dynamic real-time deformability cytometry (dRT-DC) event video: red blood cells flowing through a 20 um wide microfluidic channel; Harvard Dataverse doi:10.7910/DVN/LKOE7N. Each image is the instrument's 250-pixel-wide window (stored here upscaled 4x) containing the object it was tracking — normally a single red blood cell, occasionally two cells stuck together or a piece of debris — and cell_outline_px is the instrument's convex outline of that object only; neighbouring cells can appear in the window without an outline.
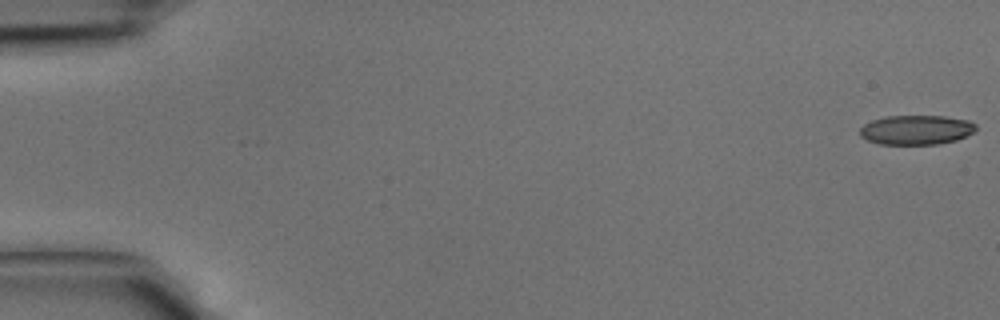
{"species": "common noctule bat (a hibernating species)", "species_latin": "Nyctalus noctula", "temperature_condition": "cold", "stored_images_in_passage": 42, "camera_frame_rate_fps": 3000, "um_per_image_px": 0.085, "animal": {"sex": "male", "body_mass_g": 15.6}, "frame": {"image": 1, "passage_image": 1, "time_ms": 0.0, "image_size_px": [1000, 320], "cell_outline_px": [[976, 128], [972, 132], [956, 140], [936, 144], [880, 144], [868, 140], [860, 136], [860, 128], [864, 124], [872, 120], [888, 116], [944, 116], [968, 120], [976, 124]], "centroid_in_image_um": [77.86, 11.03], "position_along_channel_um": 7.1, "area_um2": 19.77}}
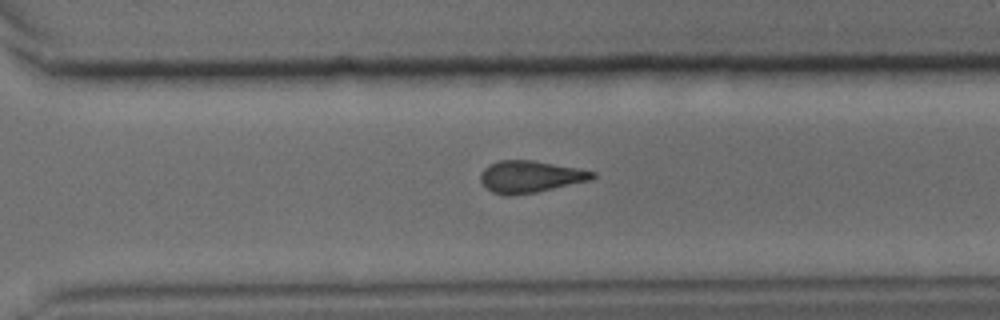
{"frame": {"image": 2, "passage_image": 30, "time_ms": 9.667, "image_size_px": [1000, 320], "cell_outline_px": [[596, 176], [592, 180], [536, 192], [508, 196], [504, 196], [492, 192], [480, 180], [480, 176], [484, 168], [500, 160], [532, 160], [580, 168], [596, 172]], "centroid_in_image_um": [45.11, 15.02], "position_along_channel_um": 325.5, "area_um2": 20.81}}
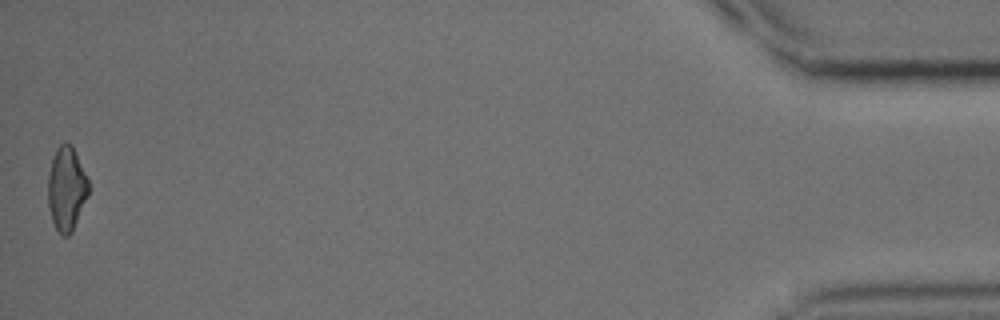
{"frame": {"image": 3, "passage_image": 42, "time_ms": 13.667, "image_size_px": [1000, 320], "cell_outline_px": [[88, 196], [72, 232], [68, 236], [64, 236], [56, 228], [52, 220], [48, 208], [48, 176], [52, 160], [56, 148], [60, 144], [72, 144], [88, 180]], "centroid_in_image_um": [5.65, 16.05], "position_along_channel_um": 429.6, "area_um2": 19.65}}